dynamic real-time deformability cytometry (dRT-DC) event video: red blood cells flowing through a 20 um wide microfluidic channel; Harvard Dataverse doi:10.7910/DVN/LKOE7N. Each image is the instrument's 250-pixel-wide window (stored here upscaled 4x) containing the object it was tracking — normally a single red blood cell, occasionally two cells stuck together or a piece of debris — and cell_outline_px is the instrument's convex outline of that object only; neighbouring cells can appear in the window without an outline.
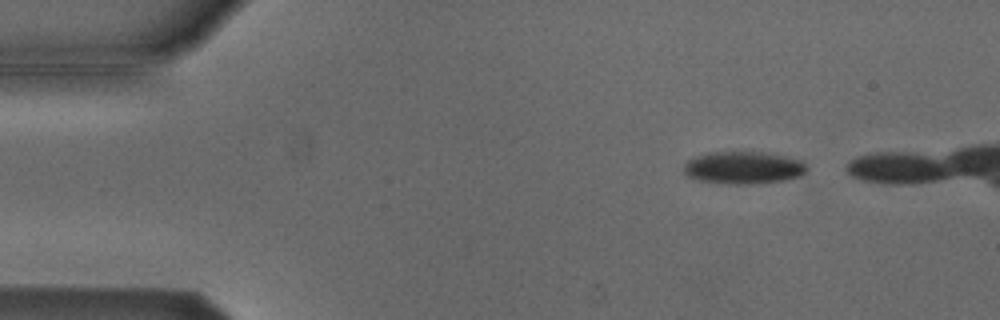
{"species": "Egyptian fruit bat (a non-hibernating species)", "species_latin": "Rousettus aegyptiacus", "temperature_condition": "cold", "stored_images_in_passage": 12, "camera_frame_rate_fps": 3000, "um_per_image_px": 0.085, "animal": {"sex": "male"}, "frame": {"image": 1, "passage_image": 4, "time_ms": 1.0, "image_size_px": [1000, 320], "cell_outline_px": [[808, 168], [800, 176], [784, 180], [760, 184], [724, 184], [696, 180], [684, 176], [684, 164], [688, 160], [696, 156], [712, 152], [760, 152], [784, 156], [800, 160]], "centroid_in_image_um": [63.14, 14.27], "position_along_channel_um": 21.9, "area_um2": 23.41}}